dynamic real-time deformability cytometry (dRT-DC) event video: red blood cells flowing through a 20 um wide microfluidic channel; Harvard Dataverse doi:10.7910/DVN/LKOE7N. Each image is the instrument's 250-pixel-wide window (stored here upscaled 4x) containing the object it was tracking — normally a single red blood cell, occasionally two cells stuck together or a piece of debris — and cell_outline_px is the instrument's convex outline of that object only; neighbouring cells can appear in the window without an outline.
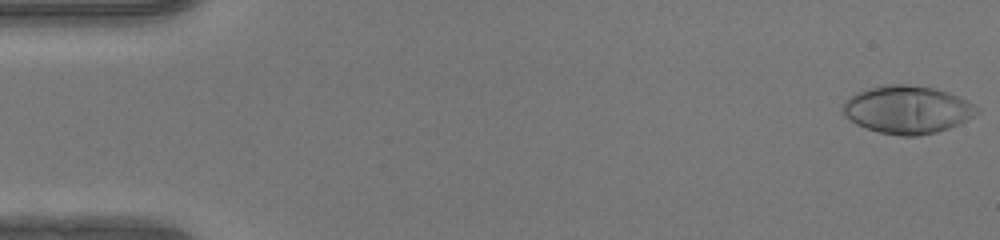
{"species": "human", "species_latin": "Homo sapiens", "temperature_condition": "warm", "stored_images_in_passage": 49, "camera_frame_rate_fps": 3000, "um_per_image_px": 0.085, "donor": {"sex": "female"}, "frame": {"image": 1, "passage_image": 1, "time_ms": 0.0, "image_size_px": [1000, 240], "cell_outline_px": [[980, 112], [948, 128], [936, 132], [916, 136], [900, 136], [880, 132], [856, 124], [844, 116], [844, 100], [856, 92], [868, 88], [884, 84], [908, 84], [936, 88], [960, 96], [976, 104], [980, 108]], "centroid_in_image_um": [77.13, 9.29], "position_along_channel_um": 7.9, "area_um2": 37.45}}
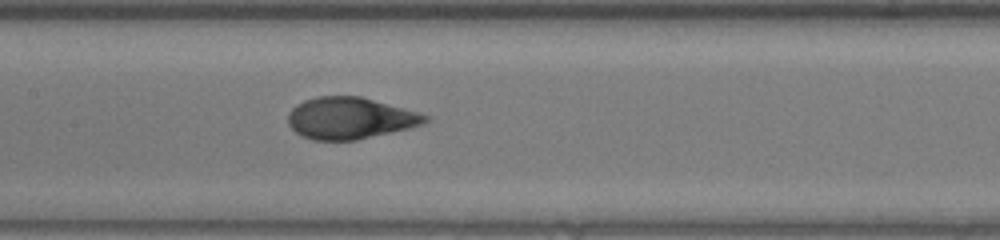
{"frame": {"image": 2, "passage_image": 24, "time_ms": 7.667, "image_size_px": [1000, 240], "cell_outline_px": [[432, 120], [424, 124], [408, 128], [356, 140], [312, 140], [296, 132], [288, 124], [288, 112], [296, 104], [304, 100], [316, 96], [360, 96], [432, 116]], "centroid_in_image_um": [29.76, 10.04], "position_along_channel_um": 177.6, "area_um2": 33.29}}
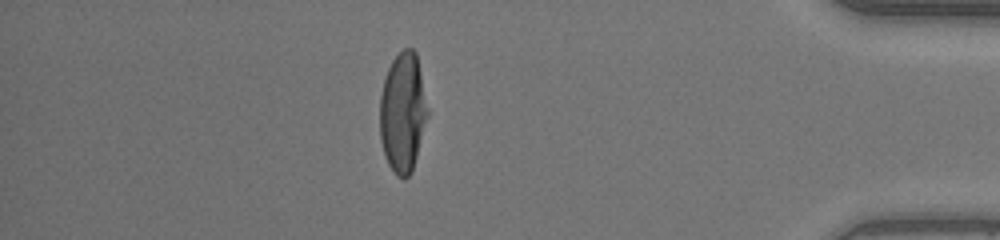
{"frame": {"image": 3, "passage_image": 43, "time_ms": 14.0, "image_size_px": [1000, 240], "cell_outline_px": [[428, 116], [412, 172], [404, 180], [396, 176], [388, 164], [384, 156], [380, 140], [380, 96], [384, 80], [388, 68], [392, 60], [404, 48], [412, 48], [416, 52], [428, 108]], "centroid_in_image_um": [34.23, 9.6], "position_along_channel_um": 401.0, "area_um2": 33.47}, "authors_computed_cell_mechanics": {"area_um2": 34.102, "velocity_mm_per_s": 4.2097, "shape_relaxation_time_tau1_ms": 5.871, "shape_relaxation_time_tau2_ms": null, "deformation_change_tau1": 0.3225, "deformation_change_tau2": null}}